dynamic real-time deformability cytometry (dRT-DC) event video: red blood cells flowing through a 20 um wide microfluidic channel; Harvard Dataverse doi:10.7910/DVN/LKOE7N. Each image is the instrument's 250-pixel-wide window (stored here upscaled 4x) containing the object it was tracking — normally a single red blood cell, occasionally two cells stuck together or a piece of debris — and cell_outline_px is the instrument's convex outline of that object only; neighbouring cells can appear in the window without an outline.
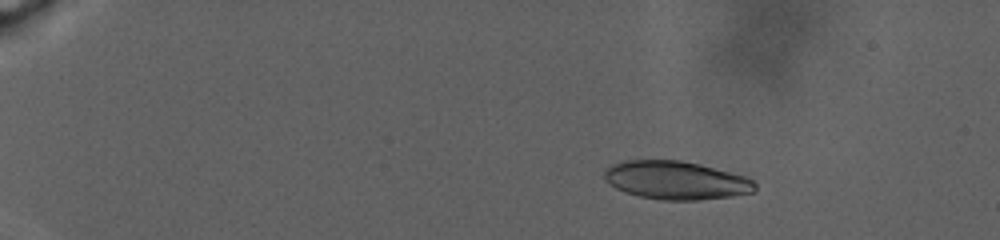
{"species": "human", "species_latin": "Homo sapiens", "temperature_condition": "warm", "stored_images_in_passage": 106, "camera_frame_rate_fps": 3000, "um_per_image_px": 0.085, "donor": {"sex": "male"}, "frame": {"image": 1, "passage_image": 32, "time_ms": 5.667, "image_size_px": [1000, 240], "cell_outline_px": [[756, 188], [752, 192], [732, 196], [696, 200], [660, 200], [640, 196], [624, 192], [608, 184], [604, 180], [604, 168], [612, 164], [624, 160], [680, 160], [700, 164], [748, 176], [756, 184]], "centroid_in_image_um": [57.44, 15.31], "position_along_channel_um": 27.6, "area_um2": 33.93}}
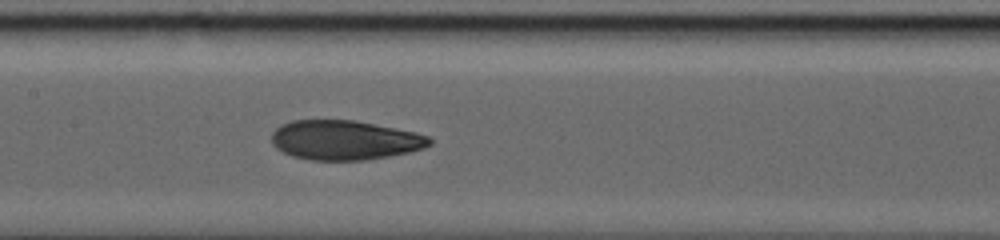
{"frame": {"image": 2, "passage_image": 62, "time_ms": 17.0, "image_size_px": [1000, 240], "cell_outline_px": [[432, 144], [424, 148], [408, 152], [388, 156], [364, 160], [308, 160], [292, 156], [276, 148], [272, 144], [272, 132], [280, 124], [292, 120], [356, 120], [416, 132], [428, 136], [432, 140]], "centroid_in_image_um": [29.29, 11.9], "position_along_channel_um": 178.1, "area_um2": 36.53}}
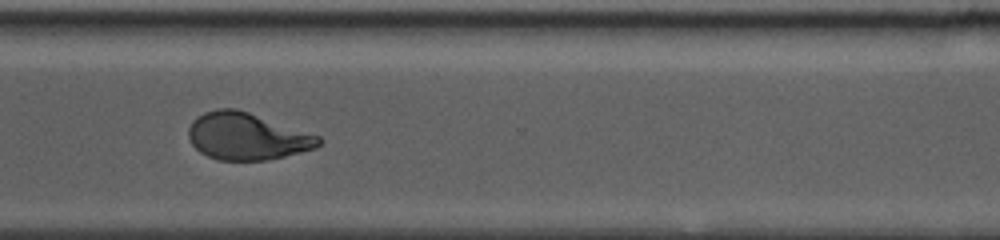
{"frame": {"image": 3, "passage_image": 105, "time_ms": 24.0, "image_size_px": [1000, 240], "cell_outline_px": [[324, 140], [316, 148], [268, 160], [216, 160], [200, 152], [192, 144], [188, 136], [188, 128], [192, 120], [204, 112], [216, 108], [236, 108], [320, 136]], "centroid_in_image_um": [20.97, 11.59], "position_along_channel_um": 349.6, "area_um2": 35.66}}